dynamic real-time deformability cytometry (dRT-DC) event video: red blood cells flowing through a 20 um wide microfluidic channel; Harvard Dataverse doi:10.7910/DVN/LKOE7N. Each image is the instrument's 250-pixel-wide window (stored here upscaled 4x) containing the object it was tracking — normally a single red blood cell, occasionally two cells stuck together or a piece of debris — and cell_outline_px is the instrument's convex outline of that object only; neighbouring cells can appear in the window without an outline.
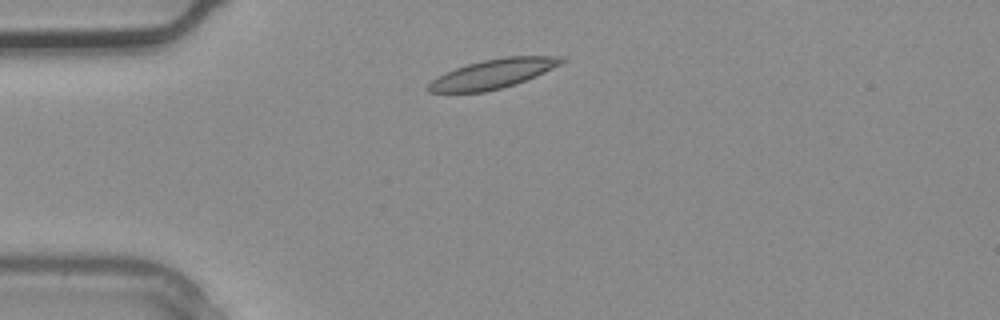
{"species": "common noctule bat (a hibernating species)", "species_latin": "Nyctalus noctula", "temperature_condition": "warm", "stored_images_in_passage": 1, "camera_frame_rate_fps": 3000, "um_per_image_px": 0.085, "animal": {"sex": "male", "body_mass_g": 20.4}, "frame": {"image": 1, "passage_image": 1, "time_ms": 0.0, "image_size_px": [1000, 320], "cell_outline_px": [[568, 60], [536, 76], [516, 84], [484, 92], [428, 92], [424, 88], [432, 80], [456, 68], [468, 64], [484, 60], [504, 56], [564, 56]], "centroid_in_image_um": [41.93, 6.27], "position_along_channel_um": 43.1, "area_um2": 22.54}}